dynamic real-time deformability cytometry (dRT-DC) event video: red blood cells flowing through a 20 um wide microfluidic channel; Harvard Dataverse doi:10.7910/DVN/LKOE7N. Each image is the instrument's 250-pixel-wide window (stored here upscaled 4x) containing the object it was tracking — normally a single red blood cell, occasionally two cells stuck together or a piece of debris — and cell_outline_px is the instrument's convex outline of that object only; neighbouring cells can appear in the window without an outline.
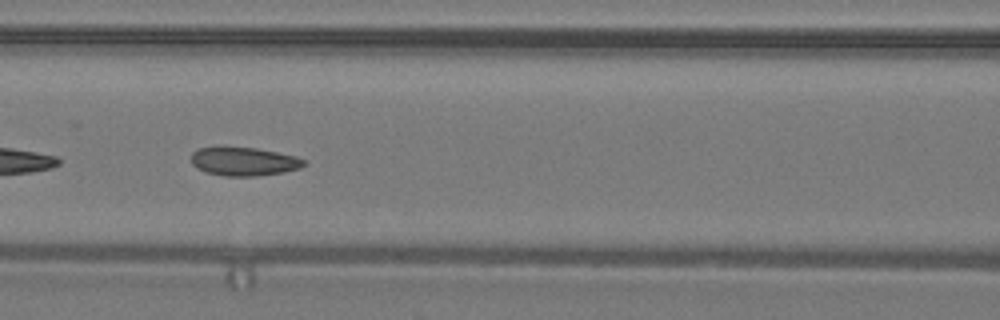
{"species": "common noctule bat (a hibernating species)", "species_latin": "Nyctalus noctula", "temperature_condition": "warm", "stored_images_in_passage": 46, "camera_frame_rate_fps": 3000, "um_per_image_px": 0.085, "animal": {"sex": "male", "body_mass_g": 19.2, "forearm_length_mm": 51.8}, "frame": {"image": 1, "passage_image": 20, "time_ms": 6.333, "image_size_px": [1000, 320], "cell_outline_px": [[308, 164], [300, 168], [284, 172], [256, 176], [224, 176], [204, 172], [196, 168], [192, 164], [192, 152], [196, 148], [216, 144], [220, 144], [256, 148], [296, 156], [308, 160]], "centroid_in_image_um": [20.69, 13.68], "position_along_channel_um": 145.9, "area_um2": 19.71}, "authors_computed_cell_mechanics": {"area_um2": 19.1896, "velocity_mm_per_s": 4.285, "shape_relaxation_time_tau1_ms": 4.6202, "shape_relaxation_time_tau2_ms": 1.5197, "deformation_change_tau1": 0.1252, "deformation_change_tau2": 0.0478}}